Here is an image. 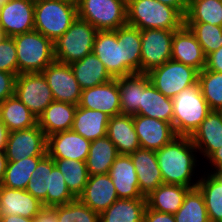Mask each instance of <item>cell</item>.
I'll return each instance as SVG.
<instances>
[{
    "instance_id": "1f68e13d",
    "label": "cell",
    "mask_w": 222,
    "mask_h": 222,
    "mask_svg": "<svg viewBox=\"0 0 222 222\" xmlns=\"http://www.w3.org/2000/svg\"><path fill=\"white\" fill-rule=\"evenodd\" d=\"M118 155L115 144L107 136L92 141L86 159L89 176L108 174Z\"/></svg>"
},
{
    "instance_id": "9a60e30c",
    "label": "cell",
    "mask_w": 222,
    "mask_h": 222,
    "mask_svg": "<svg viewBox=\"0 0 222 222\" xmlns=\"http://www.w3.org/2000/svg\"><path fill=\"white\" fill-rule=\"evenodd\" d=\"M79 106L91 110H98L110 118L122 114L118 78L82 90Z\"/></svg>"
},
{
    "instance_id": "7dc6e473",
    "label": "cell",
    "mask_w": 222,
    "mask_h": 222,
    "mask_svg": "<svg viewBox=\"0 0 222 222\" xmlns=\"http://www.w3.org/2000/svg\"><path fill=\"white\" fill-rule=\"evenodd\" d=\"M143 222H175L173 214L152 210L146 206Z\"/></svg>"
},
{
    "instance_id": "bcb514c9",
    "label": "cell",
    "mask_w": 222,
    "mask_h": 222,
    "mask_svg": "<svg viewBox=\"0 0 222 222\" xmlns=\"http://www.w3.org/2000/svg\"><path fill=\"white\" fill-rule=\"evenodd\" d=\"M16 74L0 71V104L15 95Z\"/></svg>"
},
{
    "instance_id": "277c9868",
    "label": "cell",
    "mask_w": 222,
    "mask_h": 222,
    "mask_svg": "<svg viewBox=\"0 0 222 222\" xmlns=\"http://www.w3.org/2000/svg\"><path fill=\"white\" fill-rule=\"evenodd\" d=\"M199 83L173 98L172 126L176 135L191 136L210 112Z\"/></svg>"
},
{
    "instance_id": "f546056e",
    "label": "cell",
    "mask_w": 222,
    "mask_h": 222,
    "mask_svg": "<svg viewBox=\"0 0 222 222\" xmlns=\"http://www.w3.org/2000/svg\"><path fill=\"white\" fill-rule=\"evenodd\" d=\"M137 115L162 120L172 124L173 99L164 96L149 82L142 93Z\"/></svg>"
},
{
    "instance_id": "8992f818",
    "label": "cell",
    "mask_w": 222,
    "mask_h": 222,
    "mask_svg": "<svg viewBox=\"0 0 222 222\" xmlns=\"http://www.w3.org/2000/svg\"><path fill=\"white\" fill-rule=\"evenodd\" d=\"M97 32L90 22L77 17L70 28L54 41L55 60L71 64L83 59L93 52Z\"/></svg>"
},
{
    "instance_id": "ac0fdd59",
    "label": "cell",
    "mask_w": 222,
    "mask_h": 222,
    "mask_svg": "<svg viewBox=\"0 0 222 222\" xmlns=\"http://www.w3.org/2000/svg\"><path fill=\"white\" fill-rule=\"evenodd\" d=\"M171 59L202 71L206 66V55L188 27L183 25L174 32Z\"/></svg>"
},
{
    "instance_id": "60d3db41",
    "label": "cell",
    "mask_w": 222,
    "mask_h": 222,
    "mask_svg": "<svg viewBox=\"0 0 222 222\" xmlns=\"http://www.w3.org/2000/svg\"><path fill=\"white\" fill-rule=\"evenodd\" d=\"M198 83L210 110L222 109V72L204 68L198 73Z\"/></svg>"
},
{
    "instance_id": "7a4b0ae2",
    "label": "cell",
    "mask_w": 222,
    "mask_h": 222,
    "mask_svg": "<svg viewBox=\"0 0 222 222\" xmlns=\"http://www.w3.org/2000/svg\"><path fill=\"white\" fill-rule=\"evenodd\" d=\"M127 24L140 30H178L184 17L175 9L157 0H127Z\"/></svg>"
},
{
    "instance_id": "94428289",
    "label": "cell",
    "mask_w": 222,
    "mask_h": 222,
    "mask_svg": "<svg viewBox=\"0 0 222 222\" xmlns=\"http://www.w3.org/2000/svg\"><path fill=\"white\" fill-rule=\"evenodd\" d=\"M188 4L191 2V1H193V0H185Z\"/></svg>"
},
{
    "instance_id": "91938a15",
    "label": "cell",
    "mask_w": 222,
    "mask_h": 222,
    "mask_svg": "<svg viewBox=\"0 0 222 222\" xmlns=\"http://www.w3.org/2000/svg\"><path fill=\"white\" fill-rule=\"evenodd\" d=\"M219 111V113H220V115H221V117H222V109H220V110H218Z\"/></svg>"
},
{
    "instance_id": "cb8c5ba5",
    "label": "cell",
    "mask_w": 222,
    "mask_h": 222,
    "mask_svg": "<svg viewBox=\"0 0 222 222\" xmlns=\"http://www.w3.org/2000/svg\"><path fill=\"white\" fill-rule=\"evenodd\" d=\"M107 137L115 144L119 154L129 155L140 148L133 115L119 114L111 117L107 126Z\"/></svg>"
},
{
    "instance_id": "816d5d0a",
    "label": "cell",
    "mask_w": 222,
    "mask_h": 222,
    "mask_svg": "<svg viewBox=\"0 0 222 222\" xmlns=\"http://www.w3.org/2000/svg\"><path fill=\"white\" fill-rule=\"evenodd\" d=\"M207 160L209 163H212V166L214 168L213 172L221 171L222 170V147H220L218 150L214 151L208 158Z\"/></svg>"
},
{
    "instance_id": "9c48e42d",
    "label": "cell",
    "mask_w": 222,
    "mask_h": 222,
    "mask_svg": "<svg viewBox=\"0 0 222 222\" xmlns=\"http://www.w3.org/2000/svg\"><path fill=\"white\" fill-rule=\"evenodd\" d=\"M15 95L38 118L54 101L43 73H20L16 77Z\"/></svg>"
},
{
    "instance_id": "f1b7e54d",
    "label": "cell",
    "mask_w": 222,
    "mask_h": 222,
    "mask_svg": "<svg viewBox=\"0 0 222 222\" xmlns=\"http://www.w3.org/2000/svg\"><path fill=\"white\" fill-rule=\"evenodd\" d=\"M70 66L82 90L105 84L113 79L93 52L71 63Z\"/></svg>"
},
{
    "instance_id": "4dcf8cb0",
    "label": "cell",
    "mask_w": 222,
    "mask_h": 222,
    "mask_svg": "<svg viewBox=\"0 0 222 222\" xmlns=\"http://www.w3.org/2000/svg\"><path fill=\"white\" fill-rule=\"evenodd\" d=\"M197 188L203 194L210 222H222V170L199 177Z\"/></svg>"
},
{
    "instance_id": "836d02e7",
    "label": "cell",
    "mask_w": 222,
    "mask_h": 222,
    "mask_svg": "<svg viewBox=\"0 0 222 222\" xmlns=\"http://www.w3.org/2000/svg\"><path fill=\"white\" fill-rule=\"evenodd\" d=\"M116 34L123 41L124 76L141 73V30L126 24Z\"/></svg>"
},
{
    "instance_id": "4fadbf2b",
    "label": "cell",
    "mask_w": 222,
    "mask_h": 222,
    "mask_svg": "<svg viewBox=\"0 0 222 222\" xmlns=\"http://www.w3.org/2000/svg\"><path fill=\"white\" fill-rule=\"evenodd\" d=\"M35 0H9L0 11V27L7 37L34 30Z\"/></svg>"
},
{
    "instance_id": "8d00e7d4",
    "label": "cell",
    "mask_w": 222,
    "mask_h": 222,
    "mask_svg": "<svg viewBox=\"0 0 222 222\" xmlns=\"http://www.w3.org/2000/svg\"><path fill=\"white\" fill-rule=\"evenodd\" d=\"M53 160L63 174L67 188L75 198H78L83 193L89 179L86 162L70 159Z\"/></svg>"
},
{
    "instance_id": "ee69618b",
    "label": "cell",
    "mask_w": 222,
    "mask_h": 222,
    "mask_svg": "<svg viewBox=\"0 0 222 222\" xmlns=\"http://www.w3.org/2000/svg\"><path fill=\"white\" fill-rule=\"evenodd\" d=\"M75 199L66 186L63 174L55 165L50 174L49 189L47 190V207L65 205Z\"/></svg>"
},
{
    "instance_id": "30bf717a",
    "label": "cell",
    "mask_w": 222,
    "mask_h": 222,
    "mask_svg": "<svg viewBox=\"0 0 222 222\" xmlns=\"http://www.w3.org/2000/svg\"><path fill=\"white\" fill-rule=\"evenodd\" d=\"M176 30H141V73H148L171 59L172 38Z\"/></svg>"
},
{
    "instance_id": "603a6c76",
    "label": "cell",
    "mask_w": 222,
    "mask_h": 222,
    "mask_svg": "<svg viewBox=\"0 0 222 222\" xmlns=\"http://www.w3.org/2000/svg\"><path fill=\"white\" fill-rule=\"evenodd\" d=\"M190 138L206 159L222 147V117L219 111L211 110Z\"/></svg>"
},
{
    "instance_id": "6125c7cd",
    "label": "cell",
    "mask_w": 222,
    "mask_h": 222,
    "mask_svg": "<svg viewBox=\"0 0 222 222\" xmlns=\"http://www.w3.org/2000/svg\"><path fill=\"white\" fill-rule=\"evenodd\" d=\"M4 4L7 2V1H9V0H1Z\"/></svg>"
},
{
    "instance_id": "2e32d148",
    "label": "cell",
    "mask_w": 222,
    "mask_h": 222,
    "mask_svg": "<svg viewBox=\"0 0 222 222\" xmlns=\"http://www.w3.org/2000/svg\"><path fill=\"white\" fill-rule=\"evenodd\" d=\"M91 141L73 130L58 132L47 137V154L53 159L86 162Z\"/></svg>"
},
{
    "instance_id": "3957f363",
    "label": "cell",
    "mask_w": 222,
    "mask_h": 222,
    "mask_svg": "<svg viewBox=\"0 0 222 222\" xmlns=\"http://www.w3.org/2000/svg\"><path fill=\"white\" fill-rule=\"evenodd\" d=\"M17 51V76L41 73L55 61L54 42L38 31L13 36Z\"/></svg>"
},
{
    "instance_id": "484cf974",
    "label": "cell",
    "mask_w": 222,
    "mask_h": 222,
    "mask_svg": "<svg viewBox=\"0 0 222 222\" xmlns=\"http://www.w3.org/2000/svg\"><path fill=\"white\" fill-rule=\"evenodd\" d=\"M109 119L110 117L101 111L82 108L78 105L71 130L92 142L107 136Z\"/></svg>"
},
{
    "instance_id": "5b68a950",
    "label": "cell",
    "mask_w": 222,
    "mask_h": 222,
    "mask_svg": "<svg viewBox=\"0 0 222 222\" xmlns=\"http://www.w3.org/2000/svg\"><path fill=\"white\" fill-rule=\"evenodd\" d=\"M78 17L77 5L55 0H35L34 30L56 41Z\"/></svg>"
},
{
    "instance_id": "52a82bcc",
    "label": "cell",
    "mask_w": 222,
    "mask_h": 222,
    "mask_svg": "<svg viewBox=\"0 0 222 222\" xmlns=\"http://www.w3.org/2000/svg\"><path fill=\"white\" fill-rule=\"evenodd\" d=\"M127 0H78V17L98 31L117 30L127 24Z\"/></svg>"
},
{
    "instance_id": "74e56055",
    "label": "cell",
    "mask_w": 222,
    "mask_h": 222,
    "mask_svg": "<svg viewBox=\"0 0 222 222\" xmlns=\"http://www.w3.org/2000/svg\"><path fill=\"white\" fill-rule=\"evenodd\" d=\"M184 22L222 26V0H193L188 4Z\"/></svg>"
},
{
    "instance_id": "d6a6232c",
    "label": "cell",
    "mask_w": 222,
    "mask_h": 222,
    "mask_svg": "<svg viewBox=\"0 0 222 222\" xmlns=\"http://www.w3.org/2000/svg\"><path fill=\"white\" fill-rule=\"evenodd\" d=\"M0 119L9 132L27 129L38 123L37 117L16 95L7 98L0 104Z\"/></svg>"
},
{
    "instance_id": "7402d4cb",
    "label": "cell",
    "mask_w": 222,
    "mask_h": 222,
    "mask_svg": "<svg viewBox=\"0 0 222 222\" xmlns=\"http://www.w3.org/2000/svg\"><path fill=\"white\" fill-rule=\"evenodd\" d=\"M129 155L136 170L140 193L143 197H147L163 183L156 151L140 147Z\"/></svg>"
},
{
    "instance_id": "6f0895ef",
    "label": "cell",
    "mask_w": 222,
    "mask_h": 222,
    "mask_svg": "<svg viewBox=\"0 0 222 222\" xmlns=\"http://www.w3.org/2000/svg\"><path fill=\"white\" fill-rule=\"evenodd\" d=\"M6 37L4 31L2 30V28L0 27V42Z\"/></svg>"
},
{
    "instance_id": "7bdbcfd3",
    "label": "cell",
    "mask_w": 222,
    "mask_h": 222,
    "mask_svg": "<svg viewBox=\"0 0 222 222\" xmlns=\"http://www.w3.org/2000/svg\"><path fill=\"white\" fill-rule=\"evenodd\" d=\"M58 222H99V213L83 204L78 198L65 205L53 207Z\"/></svg>"
},
{
    "instance_id": "d6986e66",
    "label": "cell",
    "mask_w": 222,
    "mask_h": 222,
    "mask_svg": "<svg viewBox=\"0 0 222 222\" xmlns=\"http://www.w3.org/2000/svg\"><path fill=\"white\" fill-rule=\"evenodd\" d=\"M78 199L100 214L118 199V195L109 174H99L89 176L84 191Z\"/></svg>"
},
{
    "instance_id": "ab89813d",
    "label": "cell",
    "mask_w": 222,
    "mask_h": 222,
    "mask_svg": "<svg viewBox=\"0 0 222 222\" xmlns=\"http://www.w3.org/2000/svg\"><path fill=\"white\" fill-rule=\"evenodd\" d=\"M54 166L53 158L46 154L31 173V178L25 189L42 202L43 207H47V190L49 189L50 174Z\"/></svg>"
},
{
    "instance_id": "44dd1931",
    "label": "cell",
    "mask_w": 222,
    "mask_h": 222,
    "mask_svg": "<svg viewBox=\"0 0 222 222\" xmlns=\"http://www.w3.org/2000/svg\"><path fill=\"white\" fill-rule=\"evenodd\" d=\"M43 208L42 202L26 190L0 185V217L18 215L34 218Z\"/></svg>"
},
{
    "instance_id": "11a10c76",
    "label": "cell",
    "mask_w": 222,
    "mask_h": 222,
    "mask_svg": "<svg viewBox=\"0 0 222 222\" xmlns=\"http://www.w3.org/2000/svg\"><path fill=\"white\" fill-rule=\"evenodd\" d=\"M6 165H7V157L5 155V151H0V185L5 176Z\"/></svg>"
},
{
    "instance_id": "9f6ffc18",
    "label": "cell",
    "mask_w": 222,
    "mask_h": 222,
    "mask_svg": "<svg viewBox=\"0 0 222 222\" xmlns=\"http://www.w3.org/2000/svg\"><path fill=\"white\" fill-rule=\"evenodd\" d=\"M55 1H61L65 3L75 4V5H77L78 3V0H55Z\"/></svg>"
},
{
    "instance_id": "ffe728a7",
    "label": "cell",
    "mask_w": 222,
    "mask_h": 222,
    "mask_svg": "<svg viewBox=\"0 0 222 222\" xmlns=\"http://www.w3.org/2000/svg\"><path fill=\"white\" fill-rule=\"evenodd\" d=\"M118 198H146L140 193L136 170L130 155L119 154L109 170Z\"/></svg>"
},
{
    "instance_id": "f6af8a7d",
    "label": "cell",
    "mask_w": 222,
    "mask_h": 222,
    "mask_svg": "<svg viewBox=\"0 0 222 222\" xmlns=\"http://www.w3.org/2000/svg\"><path fill=\"white\" fill-rule=\"evenodd\" d=\"M0 71L17 75V51L13 37L0 42Z\"/></svg>"
},
{
    "instance_id": "ba28073f",
    "label": "cell",
    "mask_w": 222,
    "mask_h": 222,
    "mask_svg": "<svg viewBox=\"0 0 222 222\" xmlns=\"http://www.w3.org/2000/svg\"><path fill=\"white\" fill-rule=\"evenodd\" d=\"M198 73L194 67L170 59L147 74L158 91L173 99L183 89L198 83Z\"/></svg>"
},
{
    "instance_id": "b9f144b4",
    "label": "cell",
    "mask_w": 222,
    "mask_h": 222,
    "mask_svg": "<svg viewBox=\"0 0 222 222\" xmlns=\"http://www.w3.org/2000/svg\"><path fill=\"white\" fill-rule=\"evenodd\" d=\"M200 43L206 57L222 46V26L202 22H184Z\"/></svg>"
},
{
    "instance_id": "f35d334b",
    "label": "cell",
    "mask_w": 222,
    "mask_h": 222,
    "mask_svg": "<svg viewBox=\"0 0 222 222\" xmlns=\"http://www.w3.org/2000/svg\"><path fill=\"white\" fill-rule=\"evenodd\" d=\"M174 218L175 222H210L203 194L197 187L187 192Z\"/></svg>"
},
{
    "instance_id": "83f0119b",
    "label": "cell",
    "mask_w": 222,
    "mask_h": 222,
    "mask_svg": "<svg viewBox=\"0 0 222 222\" xmlns=\"http://www.w3.org/2000/svg\"><path fill=\"white\" fill-rule=\"evenodd\" d=\"M190 187L162 183L146 197V206L152 210L175 214L182 206Z\"/></svg>"
},
{
    "instance_id": "d590c367",
    "label": "cell",
    "mask_w": 222,
    "mask_h": 222,
    "mask_svg": "<svg viewBox=\"0 0 222 222\" xmlns=\"http://www.w3.org/2000/svg\"><path fill=\"white\" fill-rule=\"evenodd\" d=\"M44 156H32L19 161H7L5 176L1 183L4 187L25 190L31 173Z\"/></svg>"
},
{
    "instance_id": "681fc988",
    "label": "cell",
    "mask_w": 222,
    "mask_h": 222,
    "mask_svg": "<svg viewBox=\"0 0 222 222\" xmlns=\"http://www.w3.org/2000/svg\"><path fill=\"white\" fill-rule=\"evenodd\" d=\"M33 222H58L53 207H44L34 218Z\"/></svg>"
},
{
    "instance_id": "5bb4252c",
    "label": "cell",
    "mask_w": 222,
    "mask_h": 222,
    "mask_svg": "<svg viewBox=\"0 0 222 222\" xmlns=\"http://www.w3.org/2000/svg\"><path fill=\"white\" fill-rule=\"evenodd\" d=\"M93 53L113 79L124 76L123 41L117 37L116 30L98 31Z\"/></svg>"
},
{
    "instance_id": "7c38bea8",
    "label": "cell",
    "mask_w": 222,
    "mask_h": 222,
    "mask_svg": "<svg viewBox=\"0 0 222 222\" xmlns=\"http://www.w3.org/2000/svg\"><path fill=\"white\" fill-rule=\"evenodd\" d=\"M55 101L79 105L82 89L70 64L53 61L43 71Z\"/></svg>"
},
{
    "instance_id": "e0dca14e",
    "label": "cell",
    "mask_w": 222,
    "mask_h": 222,
    "mask_svg": "<svg viewBox=\"0 0 222 222\" xmlns=\"http://www.w3.org/2000/svg\"><path fill=\"white\" fill-rule=\"evenodd\" d=\"M133 122L140 147L144 149L159 150L177 136L172 124L162 120L133 115Z\"/></svg>"
},
{
    "instance_id": "e575fe53",
    "label": "cell",
    "mask_w": 222,
    "mask_h": 222,
    "mask_svg": "<svg viewBox=\"0 0 222 222\" xmlns=\"http://www.w3.org/2000/svg\"><path fill=\"white\" fill-rule=\"evenodd\" d=\"M145 209L146 198H118L99 214V222H143Z\"/></svg>"
},
{
    "instance_id": "4316f807",
    "label": "cell",
    "mask_w": 222,
    "mask_h": 222,
    "mask_svg": "<svg viewBox=\"0 0 222 222\" xmlns=\"http://www.w3.org/2000/svg\"><path fill=\"white\" fill-rule=\"evenodd\" d=\"M149 82L150 79L147 73H134L118 78L122 114L137 115L143 88Z\"/></svg>"
},
{
    "instance_id": "f5cc1de1",
    "label": "cell",
    "mask_w": 222,
    "mask_h": 222,
    "mask_svg": "<svg viewBox=\"0 0 222 222\" xmlns=\"http://www.w3.org/2000/svg\"><path fill=\"white\" fill-rule=\"evenodd\" d=\"M8 135L9 131L6 128V125L0 119V151H5Z\"/></svg>"
},
{
    "instance_id": "8fae6325",
    "label": "cell",
    "mask_w": 222,
    "mask_h": 222,
    "mask_svg": "<svg viewBox=\"0 0 222 222\" xmlns=\"http://www.w3.org/2000/svg\"><path fill=\"white\" fill-rule=\"evenodd\" d=\"M47 154V137L38 123L30 128L9 132L5 146L7 161H19Z\"/></svg>"
},
{
    "instance_id": "680465c9",
    "label": "cell",
    "mask_w": 222,
    "mask_h": 222,
    "mask_svg": "<svg viewBox=\"0 0 222 222\" xmlns=\"http://www.w3.org/2000/svg\"><path fill=\"white\" fill-rule=\"evenodd\" d=\"M3 5H4V3L0 0V11H1V8Z\"/></svg>"
},
{
    "instance_id": "db71d44e",
    "label": "cell",
    "mask_w": 222,
    "mask_h": 222,
    "mask_svg": "<svg viewBox=\"0 0 222 222\" xmlns=\"http://www.w3.org/2000/svg\"><path fill=\"white\" fill-rule=\"evenodd\" d=\"M0 222H33V218H25L18 215H8L0 217Z\"/></svg>"
},
{
    "instance_id": "c3c4849f",
    "label": "cell",
    "mask_w": 222,
    "mask_h": 222,
    "mask_svg": "<svg viewBox=\"0 0 222 222\" xmlns=\"http://www.w3.org/2000/svg\"><path fill=\"white\" fill-rule=\"evenodd\" d=\"M206 70L222 72V46L206 57Z\"/></svg>"
},
{
    "instance_id": "d4e9b609",
    "label": "cell",
    "mask_w": 222,
    "mask_h": 222,
    "mask_svg": "<svg viewBox=\"0 0 222 222\" xmlns=\"http://www.w3.org/2000/svg\"><path fill=\"white\" fill-rule=\"evenodd\" d=\"M77 106L76 104L55 100L50 103L37 118L38 125L46 137L58 132L71 130Z\"/></svg>"
},
{
    "instance_id": "6da1fadb",
    "label": "cell",
    "mask_w": 222,
    "mask_h": 222,
    "mask_svg": "<svg viewBox=\"0 0 222 222\" xmlns=\"http://www.w3.org/2000/svg\"><path fill=\"white\" fill-rule=\"evenodd\" d=\"M194 152L198 151L190 136L181 135H177L168 144L156 150L163 183L196 188L198 180H192L195 167L198 166Z\"/></svg>"
},
{
    "instance_id": "f907efd6",
    "label": "cell",
    "mask_w": 222,
    "mask_h": 222,
    "mask_svg": "<svg viewBox=\"0 0 222 222\" xmlns=\"http://www.w3.org/2000/svg\"><path fill=\"white\" fill-rule=\"evenodd\" d=\"M165 5L175 8L183 17L188 8V3L185 0H157Z\"/></svg>"
}]
</instances>
